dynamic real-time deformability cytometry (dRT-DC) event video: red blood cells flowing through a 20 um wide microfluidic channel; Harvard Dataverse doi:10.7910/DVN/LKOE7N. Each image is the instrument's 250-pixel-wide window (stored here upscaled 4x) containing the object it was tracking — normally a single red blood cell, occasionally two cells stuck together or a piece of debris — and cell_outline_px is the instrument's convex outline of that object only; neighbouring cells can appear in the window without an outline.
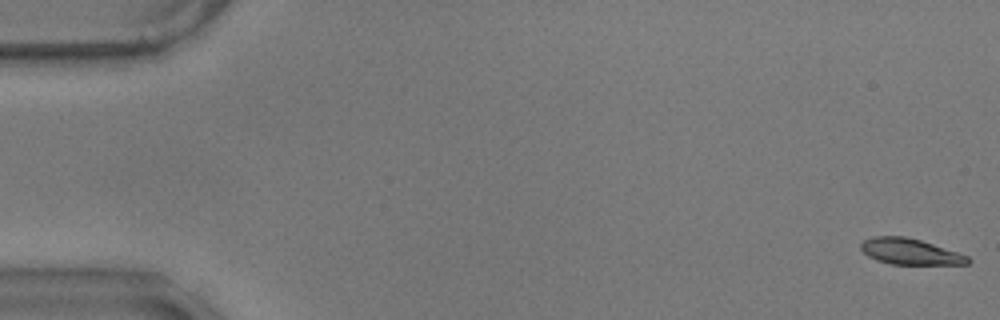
{"species": "common noctule bat (a hibernating species)", "species_latin": "Nyctalus noctula", "temperature_condition": "warm", "stored_images_in_passage": 11, "camera_frame_rate_fps": 3000, "um_per_image_px": 0.085, "animal": {"sex": "male", "body_mass_g": 17.9}, "frame": {"image": 1, "passage_image": 1, "time_ms": 0.0, "image_size_px": [1000, 320], "cell_outline_px": [[972, 260], [968, 264], [892, 264], [876, 260], [868, 256], [860, 248], [860, 244], [864, 240], [872, 236], [904, 236], [920, 240], [968, 256]], "centroid_in_image_um": [77.32, 21.38], "position_along_channel_um": 7.7, "area_um2": 16.01}}